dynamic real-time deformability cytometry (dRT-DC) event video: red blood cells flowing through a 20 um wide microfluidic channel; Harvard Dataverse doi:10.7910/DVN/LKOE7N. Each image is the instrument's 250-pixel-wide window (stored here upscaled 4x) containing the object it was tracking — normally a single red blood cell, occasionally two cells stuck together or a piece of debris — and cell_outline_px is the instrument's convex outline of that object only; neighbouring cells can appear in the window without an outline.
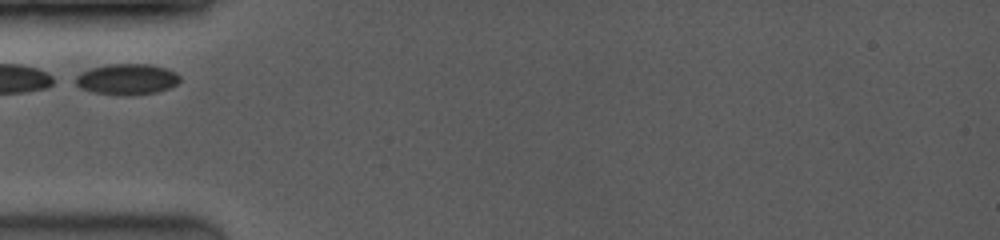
{"species": "common noctule bat (a hibernating species)", "species_latin": "Nyctalus noctula", "temperature_condition": "room temperature", "stored_images_in_passage": 2, "camera_frame_rate_fps": 3500, "um_per_image_px": 0.085, "animal": {"sex": "female", "body_mass_g": 19.0, "forearm_length_mm": 53.3}, "frame": {"image": 1, "passage_image": 1, "time_ms": 0.0, "image_size_px": [1000, 240], "cell_outline_px": [[180, 80], [176, 84], [168, 88], [156, 92], [124, 96], [120, 96], [92, 92], [80, 88], [76, 84], [76, 76], [80, 72], [92, 68], [108, 64], [148, 64], [164, 68], [176, 72], [180, 76]], "centroid_in_image_um": [10.77, 6.74], "position_along_channel_um": 74.2, "area_um2": 18.79}}